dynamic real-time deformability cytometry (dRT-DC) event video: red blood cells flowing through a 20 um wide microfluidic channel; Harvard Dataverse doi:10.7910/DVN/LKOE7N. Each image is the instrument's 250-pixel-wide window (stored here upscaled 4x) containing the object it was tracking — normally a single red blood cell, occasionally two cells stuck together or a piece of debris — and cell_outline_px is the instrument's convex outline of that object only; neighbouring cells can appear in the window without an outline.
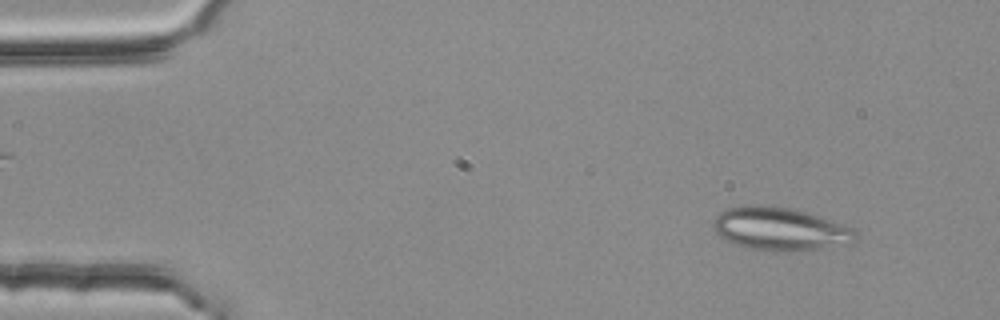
{"species": "common noctule bat (a hibernating species)", "species_latin": "Nyctalus noctula", "temperature_condition": "room temperature", "stored_images_in_passage": 3, "camera_frame_rate_fps": 3000, "um_per_image_px": 0.085, "animal": {"sex": "female", "body_mass_g": 25.1}, "frame": {"image": 1, "passage_image": 1, "time_ms": 0.0, "image_size_px": [1000, 320], "cell_outline_px": [[856, 240], [852, 244], [820, 248], [776, 252], [772, 252], [752, 248], [736, 244], [728, 240], [716, 232], [712, 224], [712, 220], [720, 212], [728, 208], [744, 204], [760, 204], [792, 208], [820, 216], [832, 220], [852, 228], [856, 232]], "centroid_in_image_um": [66.31, 19.44], "position_along_channel_um": 18.7, "area_um2": 35.78}}